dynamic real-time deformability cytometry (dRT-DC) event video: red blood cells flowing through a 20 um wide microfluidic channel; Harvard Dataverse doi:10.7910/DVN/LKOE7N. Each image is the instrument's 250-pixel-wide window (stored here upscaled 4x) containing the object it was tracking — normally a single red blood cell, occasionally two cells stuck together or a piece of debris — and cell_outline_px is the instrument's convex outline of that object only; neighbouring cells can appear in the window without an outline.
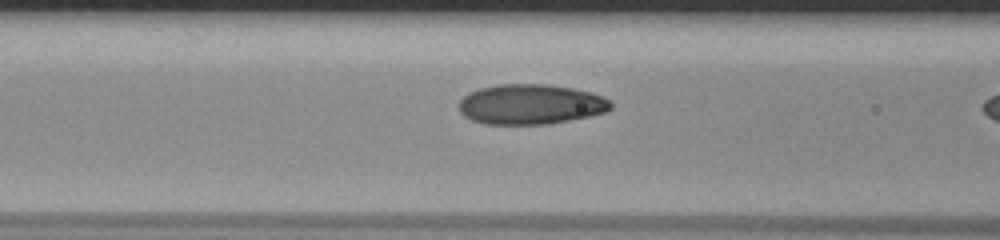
{"species": "human", "species_latin": "Homo sapiens", "temperature_condition": "room temperature", "stored_images_in_passage": 19, "camera_frame_rate_fps": 3000, "um_per_image_px": 0.085, "donor": {"sex": "male"}, "frame": {"image": 1, "passage_image": 17, "time_ms": 5.333, "image_size_px": [1000, 240], "cell_outline_px": [[612, 108], [604, 112], [588, 116], [548, 124], [484, 124], [472, 120], [464, 116], [460, 112], [460, 100], [464, 96], [480, 88], [500, 84], [548, 84], [572, 88], [604, 96], [612, 104]], "centroid_in_image_um": [45.1, 8.86], "position_along_channel_um": 121.5, "area_um2": 35.26}}